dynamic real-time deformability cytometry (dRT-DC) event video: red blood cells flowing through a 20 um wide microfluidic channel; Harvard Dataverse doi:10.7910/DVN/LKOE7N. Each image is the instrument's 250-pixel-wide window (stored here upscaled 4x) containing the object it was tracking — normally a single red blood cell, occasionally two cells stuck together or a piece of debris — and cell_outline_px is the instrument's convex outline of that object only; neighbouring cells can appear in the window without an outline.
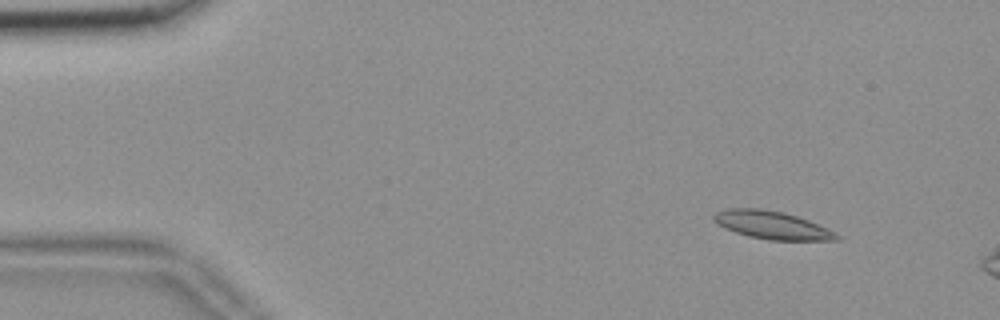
{"species": "common noctule bat (a hibernating species)", "species_latin": "Nyctalus noctula", "temperature_condition": "room temperature", "stored_images_in_passage": 56, "camera_frame_rate_fps": 3000, "um_per_image_px": 0.085, "animal": {"sex": "female", "body_mass_g": 18.4}, "frame": {"image": 1, "passage_image": 6, "time_ms": 1.667, "image_size_px": [1000, 320], "cell_outline_px": [[840, 240], [768, 240], [748, 236], [724, 228], [716, 224], [712, 220], [712, 216], [716, 212], [728, 208], [760, 208], [784, 212], [808, 220], [828, 228], [840, 236]], "centroid_in_image_um": [65.59, 19.13], "position_along_channel_um": 19.4, "area_um2": 20.11}}
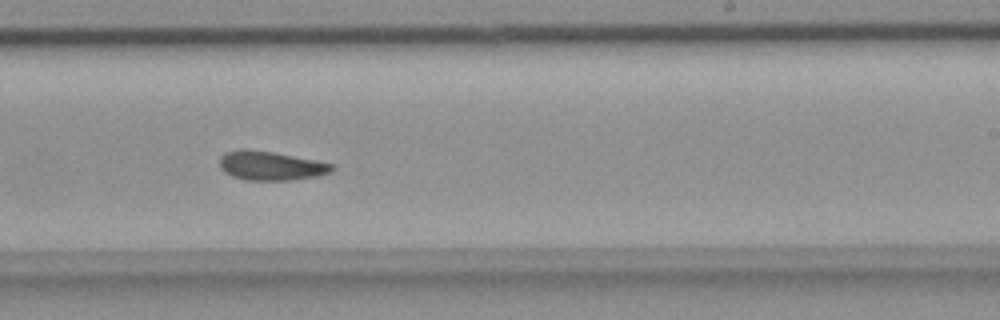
{"frame": {"image": 2, "passage_image": 34, "time_ms": 11.0, "image_size_px": [1000, 320], "cell_outline_px": [[336, 168], [332, 172], [320, 176], [292, 180], [244, 180], [232, 176], [224, 172], [220, 168], [220, 156], [224, 152], [272, 152], [336, 164]], "centroid_in_image_um": [23.12, 14.14], "position_along_channel_um": 265.9, "area_um2": 18.61}}
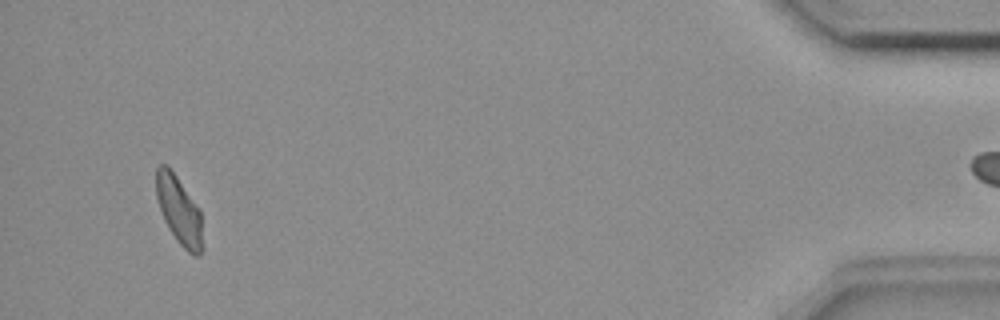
{"frame": {"image": 3, "passage_image": 53, "time_ms": 17.333, "image_size_px": [1000, 320], "cell_outline_px": [[200, 256], [192, 256], [176, 240], [168, 228], [164, 220], [156, 196], [156, 168], [160, 164], [168, 164], [200, 208]], "centroid_in_image_um": [15.18, 17.82], "position_along_channel_um": 420.0, "area_um2": 18.21}, "authors_computed_cell_mechanics": {"area_um2": 19.2763, "velocity_mm_per_s": 3.6357, "shape_relaxation_time_tau1_ms": null, "shape_relaxation_time_tau2_ms": 5.0857, "deformation_change_tau1": null, "deformation_change_tau2": 0.1151}}